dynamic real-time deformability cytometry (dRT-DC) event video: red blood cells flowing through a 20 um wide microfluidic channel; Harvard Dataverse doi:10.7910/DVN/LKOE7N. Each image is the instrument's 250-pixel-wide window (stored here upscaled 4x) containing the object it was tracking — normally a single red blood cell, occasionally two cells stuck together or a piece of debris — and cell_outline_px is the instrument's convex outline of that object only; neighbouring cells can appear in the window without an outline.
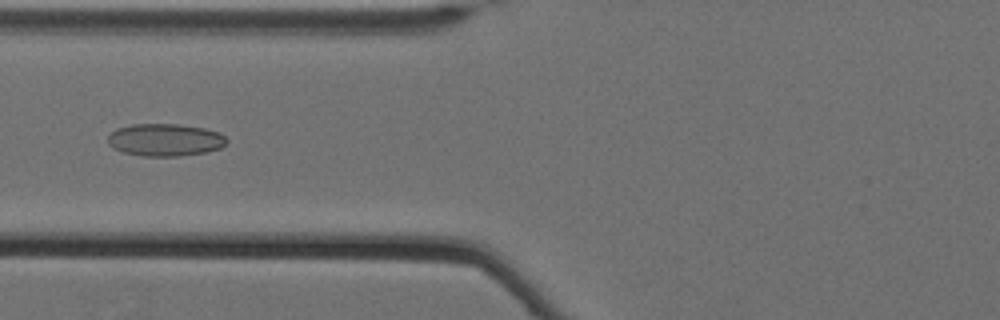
{"species": "Egyptian fruit bat (a non-hibernating species)", "species_latin": "Rousettus aegyptiacus", "temperature_condition": "cold", "stored_images_in_passage": 61, "camera_frame_rate_fps": 3000, "um_per_image_px": 0.085, "animal": {"sex": "female"}, "frame": {"image": 1, "passage_image": 28, "time_ms": 9.0, "image_size_px": [1000, 320], "cell_outline_px": [[228, 144], [220, 148], [208, 152], [180, 156], [144, 156], [124, 152], [112, 148], [108, 144], [108, 136], [116, 128], [132, 124], [180, 124], [204, 128], [220, 132], [228, 140]], "centroid_in_image_um": [14.06, 11.89], "position_along_channel_um": 111.7, "area_um2": 22.72}}
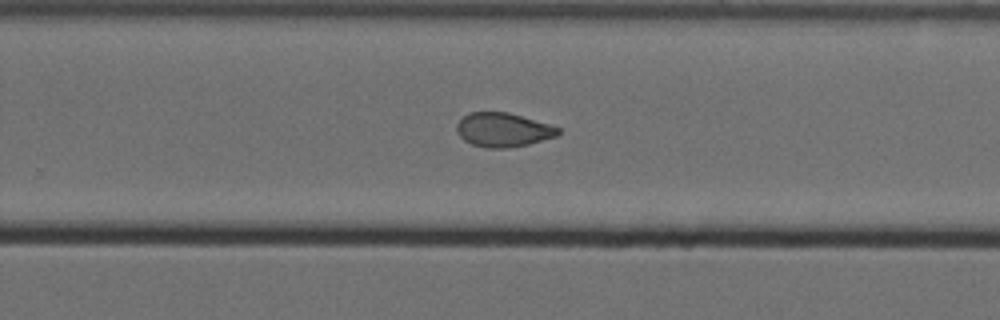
{"frame": {"image": 2, "passage_image": 43, "time_ms": 14.0, "image_size_px": [1000, 320], "cell_outline_px": [[560, 132], [556, 136], [528, 144], [508, 148], [488, 148], [472, 144], [464, 140], [456, 132], [456, 124], [468, 112], [508, 112], [548, 124], [560, 128]], "centroid_in_image_um": [42.73, 11.03], "position_along_channel_um": 287.1, "area_um2": 20.0}}
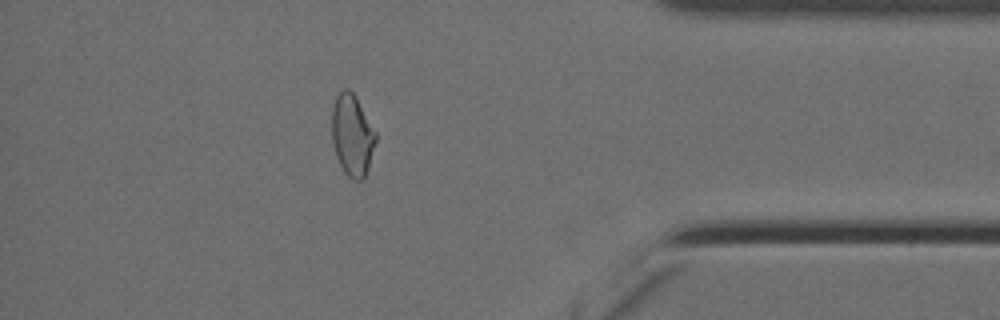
{"frame": {"image": 3, "passage_image": 55, "time_ms": 18.0, "image_size_px": [1000, 320], "cell_outline_px": [[376, 140], [368, 168], [364, 176], [360, 180], [352, 180], [344, 172], [336, 156], [332, 144], [332, 108], [336, 96], [344, 88], [348, 88], [356, 96], [376, 132]], "centroid_in_image_um": [29.92, 11.47], "position_along_channel_um": 405.3, "area_um2": 20.81}, "authors_computed_cell_mechanics": {"area_um2": 22.7154, "velocity_mm_per_s": 3.508, "shape_relaxation_time_tau1_ms": null, "shape_relaxation_time_tau2_ms": 3.1433, "deformation_change_tau1": null, "deformation_change_tau2": 0.0725}}